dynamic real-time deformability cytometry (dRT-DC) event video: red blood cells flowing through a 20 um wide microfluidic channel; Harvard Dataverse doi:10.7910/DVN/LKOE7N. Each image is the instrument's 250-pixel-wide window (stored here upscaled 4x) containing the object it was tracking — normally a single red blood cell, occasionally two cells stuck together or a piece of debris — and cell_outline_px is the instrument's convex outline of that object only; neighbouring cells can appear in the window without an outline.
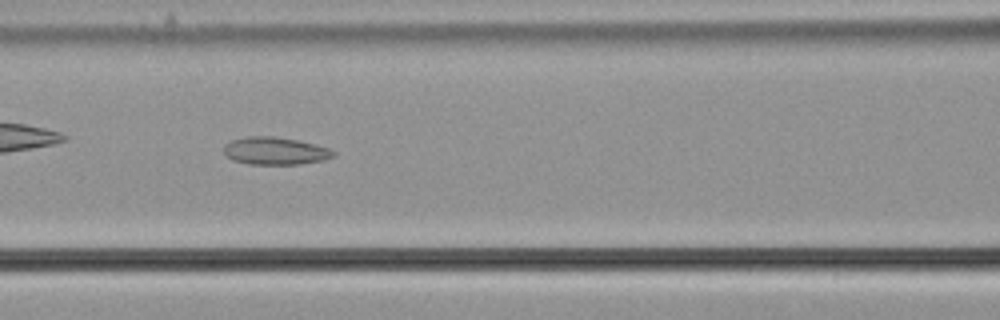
{"species": "common noctule bat (a hibernating species)", "species_latin": "Nyctalus noctula", "temperature_condition": "cold", "stored_images_in_passage": 38, "camera_frame_rate_fps": 3000, "um_per_image_px": 0.085, "animal": {"sex": "male", "body_mass_g": 21.5, "forearm_length_mm": 52.0}, "frame": {"image": 1, "passage_image": 7, "time_ms": 2.0, "image_size_px": [1000, 320], "cell_outline_px": [[336, 156], [324, 160], [300, 164], [248, 164], [232, 160], [224, 152], [224, 144], [232, 140], [248, 136], [272, 136], [300, 140], [316, 144], [328, 148], [336, 152]], "centroid_in_image_um": [23.42, 12.82], "position_along_channel_um": 143.2, "area_um2": 17.74}}
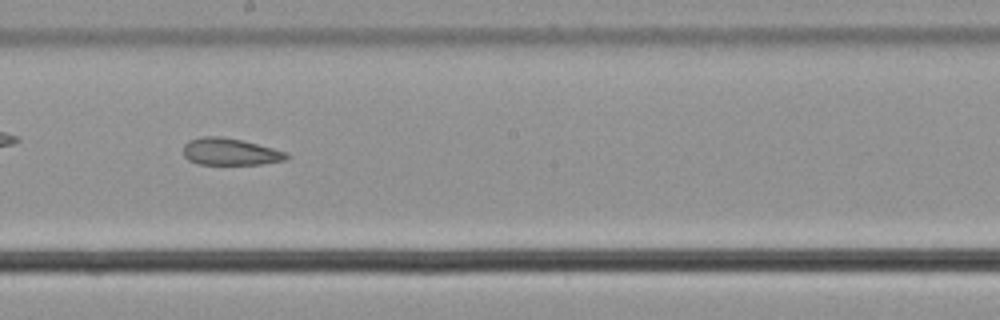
{"frame": {"image": 2, "passage_image": 14, "time_ms": 4.333, "image_size_px": [1000, 320], "cell_outline_px": [[288, 156], [284, 160], [260, 164], [196, 164], [188, 160], [184, 156], [184, 144], [188, 140], [200, 136], [220, 136], [240, 140], [288, 152]], "centroid_in_image_um": [19.51, 12.89], "position_along_channel_um": 228.7, "area_um2": 16.13}}
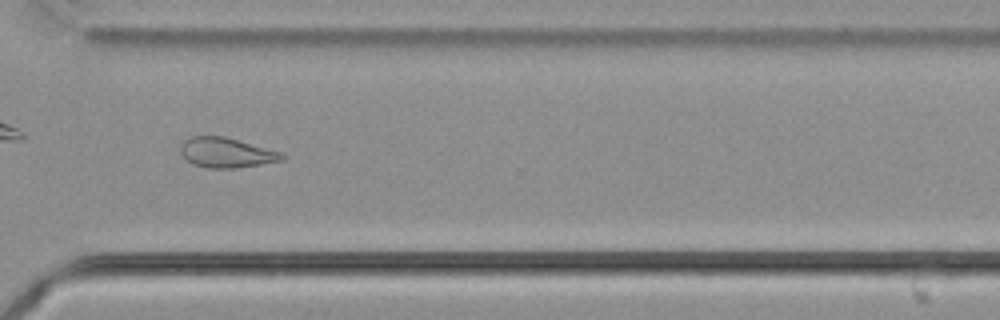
{"frame": {"image": 3, "passage_image": 24, "time_ms": 7.667, "image_size_px": [1000, 320], "cell_outline_px": [[284, 160], [236, 168], [208, 168], [192, 164], [180, 152], [180, 144], [184, 140], [192, 136], [224, 136], [280, 152], [284, 156]], "centroid_in_image_um": [19.2, 12.97], "position_along_channel_um": 351.4, "area_um2": 17.51}, "authors_computed_cell_mechanics": {"area_um2": 17.8891, "velocity_mm_per_s": 3.673, "shape_relaxation_time_tau1_ms": null, "shape_relaxation_time_tau2_ms": 2.5923, "deformation_change_tau1": null, "deformation_change_tau2": 0.0818}}